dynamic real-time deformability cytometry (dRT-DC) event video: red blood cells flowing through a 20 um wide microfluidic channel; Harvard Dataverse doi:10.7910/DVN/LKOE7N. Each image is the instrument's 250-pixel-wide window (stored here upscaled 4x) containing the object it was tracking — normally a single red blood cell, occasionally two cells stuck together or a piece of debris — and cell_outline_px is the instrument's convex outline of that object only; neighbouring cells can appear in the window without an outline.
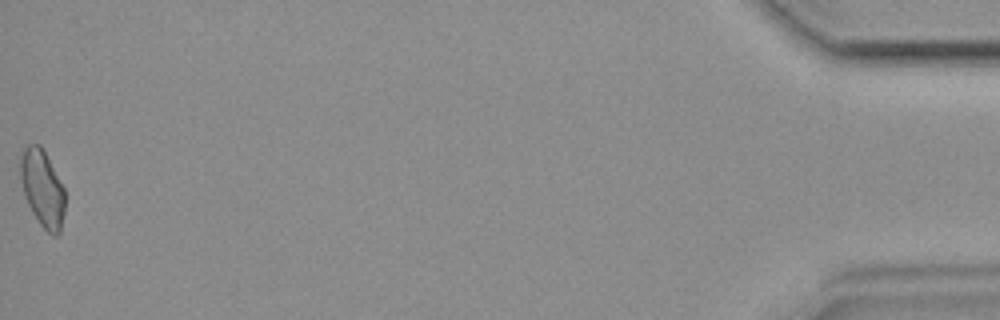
{"species": "common noctule bat (a hibernating species)", "species_latin": "Nyctalus noctula", "temperature_condition": "room temperature", "stored_images_in_passage": 33, "camera_frame_rate_fps": 3000, "um_per_image_px": 0.085, "animal": {"sex": "female", "body_mass_g": 19.9}, "frame": {"image": 1, "passage_image": 33, "time_ms": 10.667, "image_size_px": [1000, 320], "cell_outline_px": [[64, 212], [60, 232], [56, 236], [52, 236], [40, 224], [32, 212], [24, 196], [20, 180], [20, 156], [24, 148], [28, 144], [40, 144], [64, 188]], "centroid_in_image_um": [3.58, 16.02], "position_along_channel_um": 431.6, "area_um2": 19.88}}